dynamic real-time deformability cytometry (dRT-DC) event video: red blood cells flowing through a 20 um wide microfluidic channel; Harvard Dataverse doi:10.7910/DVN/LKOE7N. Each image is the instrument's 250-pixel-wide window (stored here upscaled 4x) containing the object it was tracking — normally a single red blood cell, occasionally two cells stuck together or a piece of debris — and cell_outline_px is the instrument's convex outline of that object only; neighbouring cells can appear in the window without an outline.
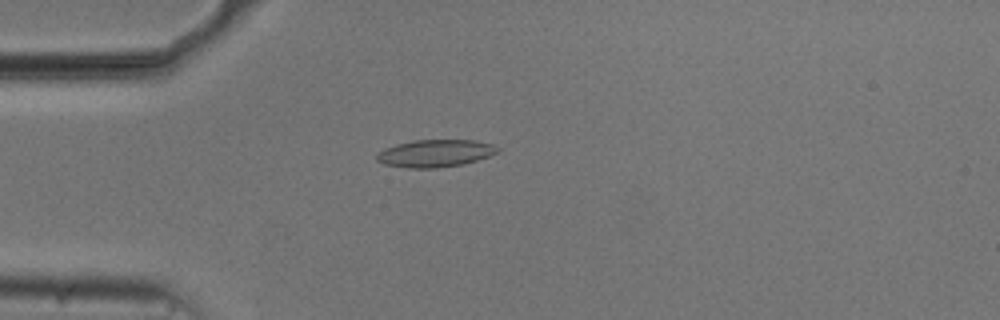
{"species": "common noctule bat (a hibernating species)", "species_latin": "Nyctalus noctula", "temperature_condition": "cold", "stored_images_in_passage": 40, "camera_frame_rate_fps": 3000, "um_per_image_px": 0.085, "animal": {"sex": "male", "body_mass_g": 20.5, "forearm_length_mm": 52.5}, "frame": {"image": 1, "passage_image": 1, "time_ms": 0.0, "image_size_px": [1000, 320], "cell_outline_px": [[500, 152], [464, 164], [436, 168], [408, 168], [384, 164], [376, 160], [376, 156], [384, 148], [396, 144], [412, 140], [476, 140], [492, 144], [500, 148]], "centroid_in_image_um": [37.0, 13.03], "position_along_channel_um": 48.0, "area_um2": 19.36}}
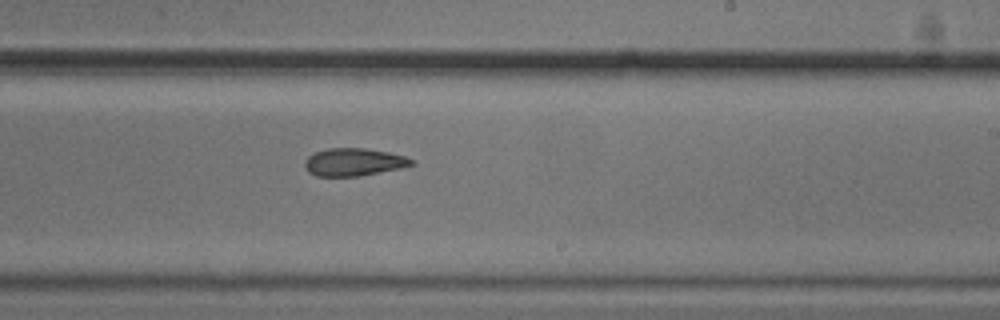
{"frame": {"image": 2, "passage_image": 19, "time_ms": 6.0, "image_size_px": [1000, 320], "cell_outline_px": [[416, 164], [400, 168], [356, 176], [316, 176], [308, 172], [304, 168], [304, 164], [308, 156], [316, 152], [328, 148], [364, 148], [388, 152], [404, 156], [412, 160]], "centroid_in_image_um": [30.04, 13.77], "position_along_channel_um": 259.0, "area_um2": 17.05}}
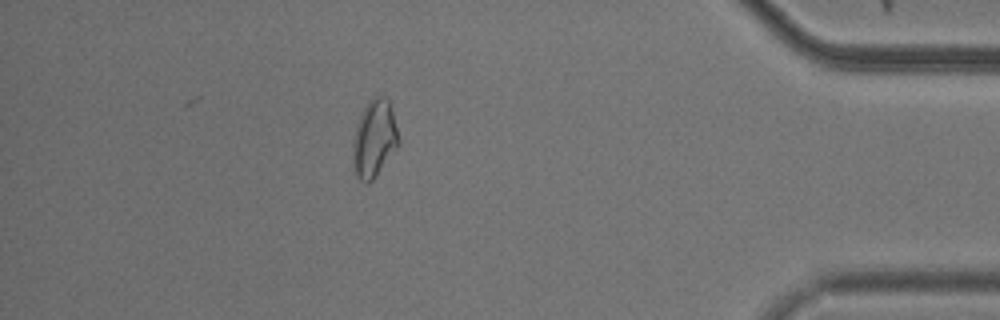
{"frame": {"image": 3, "passage_image": 34, "time_ms": 11.0, "image_size_px": [1000, 320], "cell_outline_px": [[400, 144], [376, 176], [368, 184], [360, 180], [356, 176], [352, 156], [352, 144], [356, 124], [368, 100], [372, 96], [384, 96], [388, 100], [392, 112], [400, 140]], "centroid_in_image_um": [31.8, 11.79], "position_along_channel_um": 403.4, "area_um2": 20.69}, "authors_computed_cell_mechanics": {"area_um2": 18.2648, "velocity_mm_per_s": 3.7319, "shape_relaxation_time_tau1_ms": null, "shape_relaxation_time_tau2_ms": 5.416, "deformation_change_tau1": null, "deformation_change_tau2": 0.1081}}